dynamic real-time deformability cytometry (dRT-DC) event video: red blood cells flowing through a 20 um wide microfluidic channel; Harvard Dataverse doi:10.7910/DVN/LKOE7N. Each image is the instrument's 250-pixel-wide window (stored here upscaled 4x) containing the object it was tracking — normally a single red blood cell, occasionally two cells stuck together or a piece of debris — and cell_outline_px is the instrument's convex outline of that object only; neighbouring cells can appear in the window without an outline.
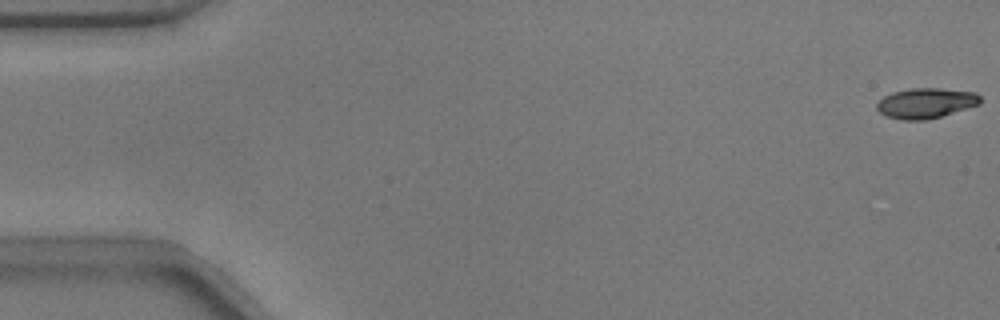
{"species": "common noctule bat (a hibernating species)", "species_latin": "Nyctalus noctula", "temperature_condition": "warm", "stored_images_in_passage": 54, "camera_frame_rate_fps": 3000, "um_per_image_px": 0.085, "animal": {"sex": "male", "body_mass_g": 17.9}, "frame": {"image": 1, "passage_image": 1, "time_ms": 0.0, "image_size_px": [1000, 320], "cell_outline_px": [[980, 104], [940, 116], [924, 120], [900, 120], [884, 116], [876, 108], [876, 104], [884, 96], [892, 92], [912, 88], [936, 88], [976, 92], [980, 96]], "centroid_in_image_um": [78.66, 8.76], "position_along_channel_um": 6.3, "area_um2": 18.15}}
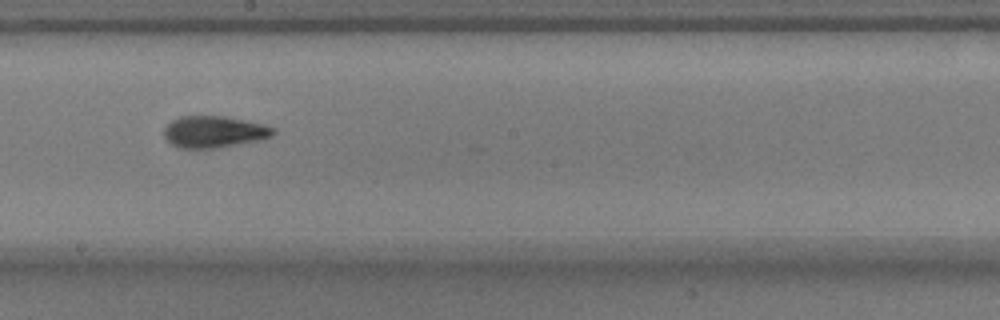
{"frame": {"image": 2, "passage_image": 30, "time_ms": 9.667, "image_size_px": [1000, 320], "cell_outline_px": [[276, 132], [272, 136], [256, 140], [212, 148], [180, 148], [172, 144], [164, 136], [164, 128], [172, 120], [180, 116], [224, 116], [244, 120], [276, 128]], "centroid_in_image_um": [18.16, 11.19], "position_along_channel_um": 230.0, "area_um2": 19.77}}
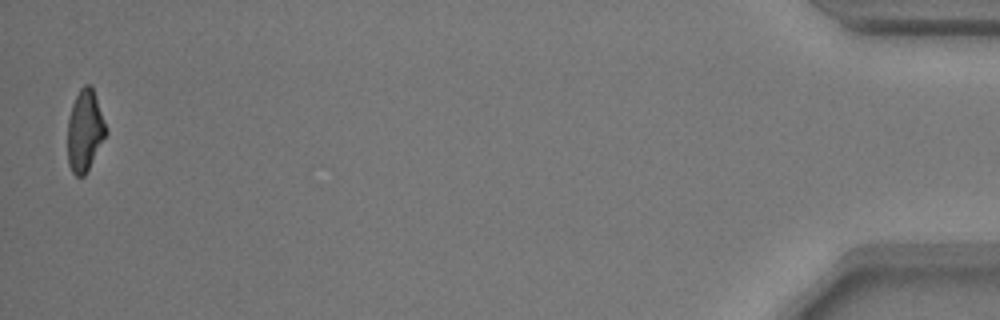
{"frame": {"image": 3, "passage_image": 53, "time_ms": 17.333, "image_size_px": [1000, 320], "cell_outline_px": [[108, 132], [84, 176], [76, 176], [72, 172], [68, 164], [68, 116], [72, 104], [80, 88], [84, 84], [92, 84], [108, 128]], "centroid_in_image_um": [7.23, 11.06], "position_along_channel_um": 428.0, "area_um2": 18.44}, "authors_computed_cell_mechanics": {"area_um2": 19.4208, "velocity_mm_per_s": 3.7912, "shape_relaxation_time_tau1_ms": 3.3834, "shape_relaxation_time_tau2_ms": 2.0767, "deformation_change_tau1": 0.1725, "deformation_change_tau2": 0.0898}}